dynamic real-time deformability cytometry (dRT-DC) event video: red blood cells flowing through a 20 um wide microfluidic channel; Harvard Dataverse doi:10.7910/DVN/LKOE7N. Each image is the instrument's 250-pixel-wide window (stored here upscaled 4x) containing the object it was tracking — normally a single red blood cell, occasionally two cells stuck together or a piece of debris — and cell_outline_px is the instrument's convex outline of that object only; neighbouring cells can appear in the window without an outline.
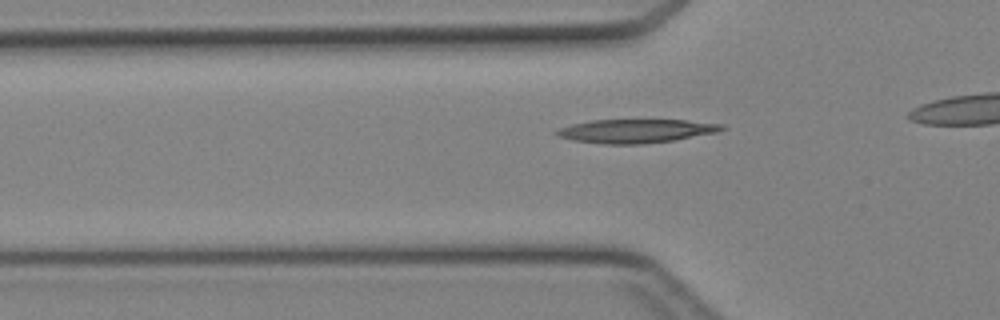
{"species": "Egyptian fruit bat (a non-hibernating species)", "species_latin": "Rousettus aegyptiacus", "temperature_condition": "cold", "stored_images_in_passage": 29, "camera_frame_rate_fps": 3000, "um_per_image_px": 0.085, "animal": {"sex": "female"}, "frame": {"image": 1, "passage_image": 7, "time_ms": 2.0, "image_size_px": [1000, 320], "cell_outline_px": [[728, 128], [716, 132], [672, 140], [644, 144], [604, 144], [572, 140], [556, 136], [552, 132], [560, 128], [572, 124], [592, 120], [688, 120], [724, 124]], "centroid_in_image_um": [54.03, 11.13], "position_along_channel_um": 71.8, "area_um2": 22.83}}
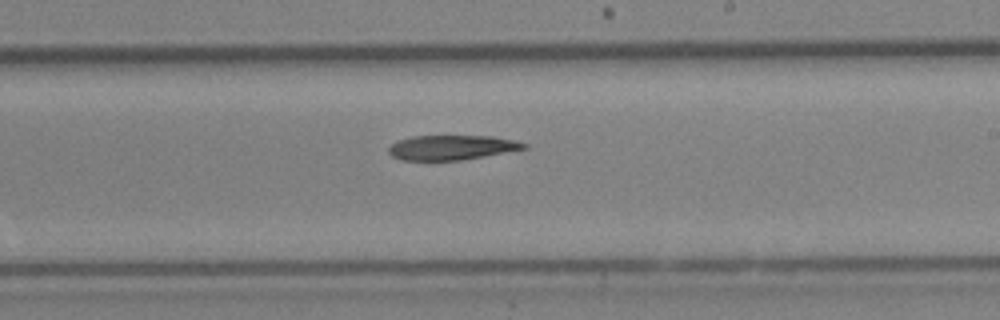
{"frame": {"image": 2, "passage_image": 19, "time_ms": 6.0, "image_size_px": [1000, 320], "cell_outline_px": [[528, 148], [484, 156], [460, 160], [400, 160], [392, 156], [388, 152], [388, 148], [396, 140], [412, 136], [492, 136], [512, 140], [528, 144]], "centroid_in_image_um": [38.35, 12.53], "position_along_channel_um": 250.6, "area_um2": 19.42}}
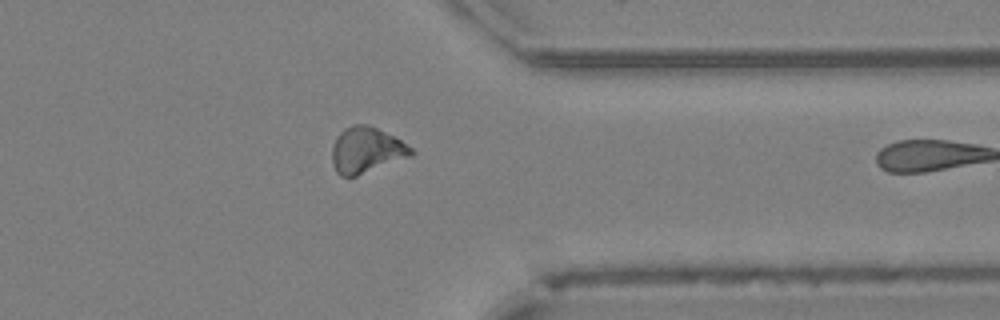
{"frame": {"image": 3, "passage_image": 28, "time_ms": 9.0, "image_size_px": [1000, 320], "cell_outline_px": [[416, 152], [412, 156], [356, 176], [340, 176], [336, 172], [332, 164], [332, 144], [336, 136], [344, 128], [352, 124], [368, 124], [400, 140], [412, 148]], "centroid_in_image_um": [31.11, 12.76], "position_along_channel_um": 380.3, "area_um2": 21.21}}